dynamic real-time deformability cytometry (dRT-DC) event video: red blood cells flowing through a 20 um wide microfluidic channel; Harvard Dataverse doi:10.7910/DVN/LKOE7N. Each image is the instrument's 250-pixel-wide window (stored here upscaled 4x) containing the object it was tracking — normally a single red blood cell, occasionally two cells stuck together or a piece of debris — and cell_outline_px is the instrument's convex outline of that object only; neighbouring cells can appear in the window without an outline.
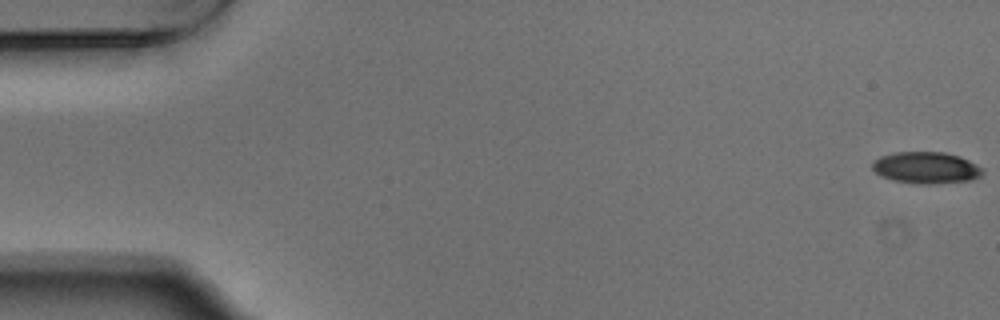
{"species": "Egyptian fruit bat (a non-hibernating species)", "species_latin": "Rousettus aegyptiacus", "temperature_condition": "warm", "stored_images_in_passage": 54, "camera_frame_rate_fps": 3000, "um_per_image_px": 0.085, "animal": {"sex": "male"}, "frame": {"image": 1, "passage_image": 1, "time_ms": 0.0, "image_size_px": [1000, 320], "cell_outline_px": [[984, 172], [980, 176], [968, 180], [928, 184], [920, 184], [892, 180], [880, 176], [872, 168], [872, 164], [880, 156], [896, 152], [944, 152], [960, 156], [984, 168]], "centroid_in_image_um": [78.72, 14.25], "position_along_channel_um": 6.3, "area_um2": 20.23}}
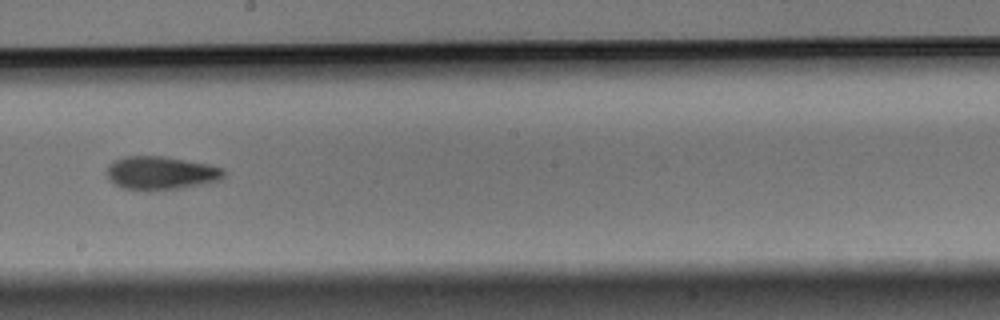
{"frame": {"image": 2, "passage_image": 31, "time_ms": 10.0, "image_size_px": [1000, 320], "cell_outline_px": [[224, 176], [220, 180], [180, 188], [120, 188], [108, 176], [108, 164], [112, 160], [124, 156], [164, 156], [208, 164], [224, 168]], "centroid_in_image_um": [13.69, 14.66], "position_along_channel_um": 234.5, "area_um2": 22.08}}
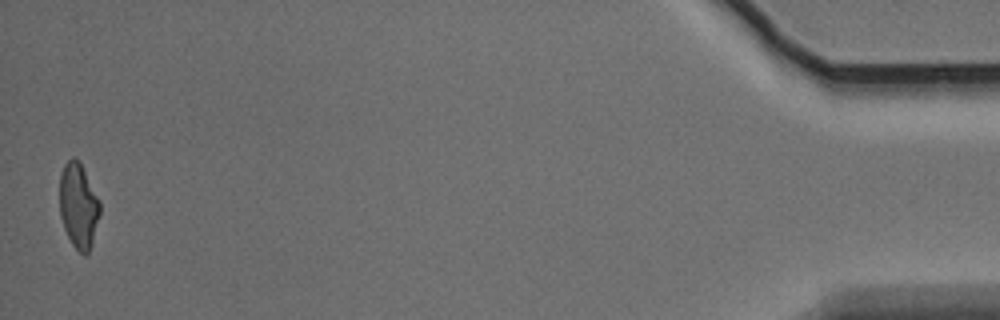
{"frame": {"image": 3, "passage_image": 54, "time_ms": 17.667, "image_size_px": [1000, 320], "cell_outline_px": [[100, 216], [88, 252], [84, 256], [72, 244], [64, 228], [60, 216], [60, 176], [64, 164], [72, 156], [80, 160], [100, 200]], "centroid_in_image_um": [6.68, 17.43], "position_along_channel_um": 428.5, "area_um2": 20.06}, "authors_computed_cell_mechanics": {"area_um2": 21.5883, "velocity_mm_per_s": 3.7392, "shape_relaxation_time_tau1_ms": 5.3779, "shape_relaxation_time_tau2_ms": 4.3881, "deformation_change_tau1": 0.1546, "deformation_change_tau2": 0.1276}}